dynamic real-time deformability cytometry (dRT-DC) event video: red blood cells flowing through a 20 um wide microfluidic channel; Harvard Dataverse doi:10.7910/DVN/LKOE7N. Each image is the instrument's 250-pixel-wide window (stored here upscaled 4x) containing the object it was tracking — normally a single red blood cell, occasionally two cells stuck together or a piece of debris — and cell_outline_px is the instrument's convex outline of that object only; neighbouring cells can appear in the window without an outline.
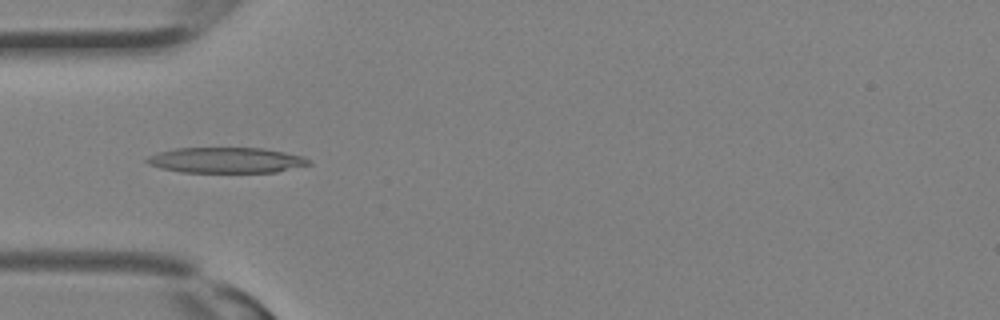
{"species": "Egyptian fruit bat (a non-hibernating species)", "species_latin": "Rousettus aegyptiacus", "temperature_condition": "room temperature", "stored_images_in_passage": 23, "camera_frame_rate_fps": 3000, "um_per_image_px": 0.085, "animal": {"sex": "female"}, "frame": {"image": 1, "passage_image": 10, "time_ms": 3.0, "image_size_px": [1000, 320], "cell_outline_px": [[312, 164], [276, 172], [180, 172], [160, 168], [148, 164], [144, 160], [148, 156], [156, 152], [176, 148], [264, 148], [304, 156], [312, 160]], "centroid_in_image_um": [19.23, 13.61], "position_along_channel_um": 65.8, "area_um2": 24.33}}
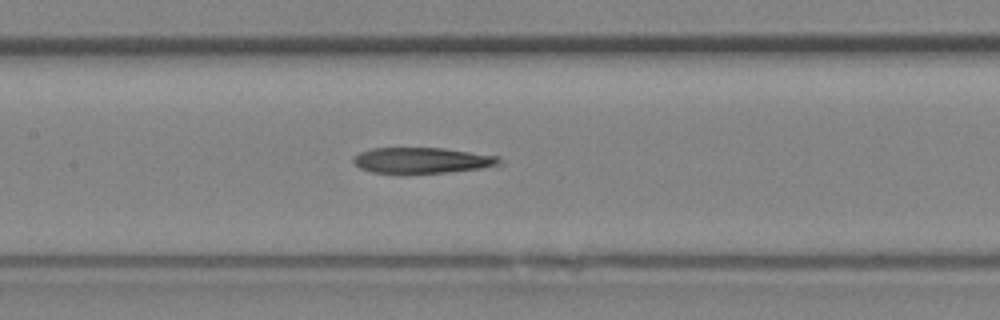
{"frame": {"image": 2, "passage_image": 15, "time_ms": 4.667, "image_size_px": [1000, 320], "cell_outline_px": [[504, 164], [480, 168], [444, 172], [372, 172], [360, 168], [352, 160], [360, 152], [372, 148], [444, 148], [500, 156]], "centroid_in_image_um": [35.94, 13.61], "position_along_channel_um": 171.5, "area_um2": 21.56}}
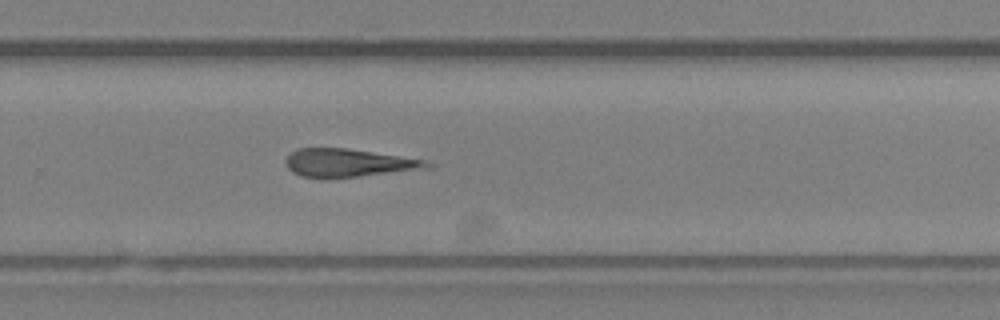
{"frame": {"image": 3, "passage_image": 21, "time_ms": 6.667, "image_size_px": [1000, 320], "cell_outline_px": [[432, 164], [428, 168], [356, 176], [300, 176], [292, 172], [288, 168], [284, 160], [296, 148], [344, 148], [424, 160]], "centroid_in_image_um": [29.55, 13.82], "position_along_channel_um": 300.2, "area_um2": 22.14}}